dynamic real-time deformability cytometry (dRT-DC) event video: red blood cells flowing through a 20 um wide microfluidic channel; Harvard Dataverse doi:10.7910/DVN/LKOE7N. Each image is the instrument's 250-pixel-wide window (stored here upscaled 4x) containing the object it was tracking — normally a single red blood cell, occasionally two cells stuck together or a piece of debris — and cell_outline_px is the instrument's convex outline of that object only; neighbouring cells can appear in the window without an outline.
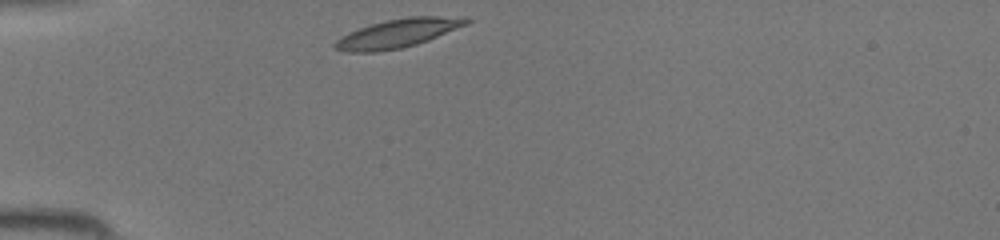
{"species": "common noctule bat (a hibernating species)", "species_latin": "Nyctalus noctula", "temperature_condition": "room temperature", "stored_images_in_passage": 29, "camera_frame_rate_fps": 3000, "um_per_image_px": 0.085, "animal": {"sex": "female", "body_mass_g": 19.5, "forearm_length_mm": 54.1}, "frame": {"image": 1, "passage_image": 1, "time_ms": 0.0, "image_size_px": [1000, 240], "cell_outline_px": [[472, 20], [468, 24], [428, 40], [416, 44], [400, 48], [376, 52], [344, 52], [332, 48], [332, 44], [340, 36], [348, 32], [372, 24], [388, 20], [408, 16], [468, 16]], "centroid_in_image_um": [33.82, 2.82], "position_along_channel_um": 51.2, "area_um2": 22.14}}
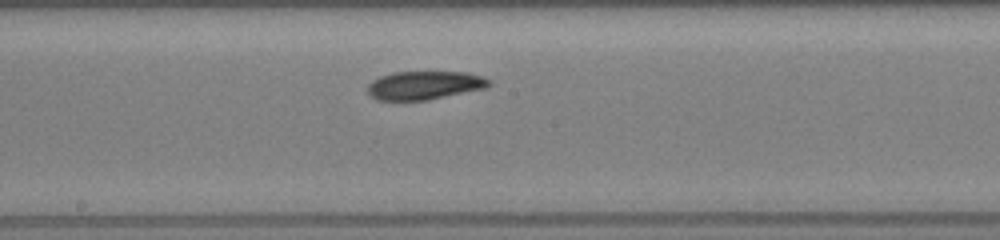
{"frame": {"image": 2, "passage_image": 13, "time_ms": 4.0, "image_size_px": [1000, 240], "cell_outline_px": [[492, 84], [484, 88], [428, 100], [376, 100], [368, 92], [368, 84], [372, 80], [380, 76], [392, 72], [468, 72], [484, 76], [492, 80]], "centroid_in_image_um": [36.1, 7.24], "position_along_channel_um": 212.1, "area_um2": 20.23}}
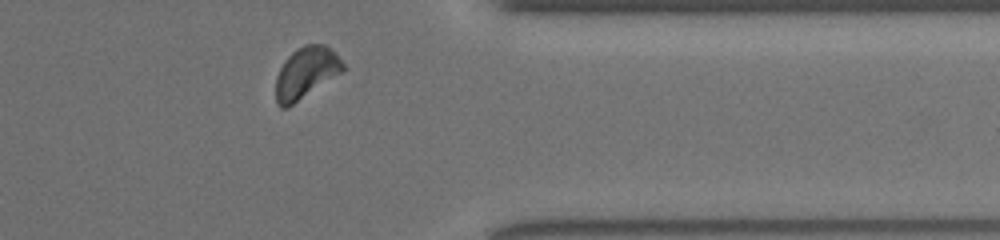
{"frame": {"image": 3, "passage_image": 25, "time_ms": 8.0, "image_size_px": [1000, 240], "cell_outline_px": [[348, 68], [344, 72], [288, 108], [280, 108], [276, 104], [276, 76], [284, 60], [296, 48], [304, 44], [324, 44], [336, 52]], "centroid_in_image_um": [26.05, 6.19], "position_along_channel_um": 385.4, "area_um2": 20.75}}